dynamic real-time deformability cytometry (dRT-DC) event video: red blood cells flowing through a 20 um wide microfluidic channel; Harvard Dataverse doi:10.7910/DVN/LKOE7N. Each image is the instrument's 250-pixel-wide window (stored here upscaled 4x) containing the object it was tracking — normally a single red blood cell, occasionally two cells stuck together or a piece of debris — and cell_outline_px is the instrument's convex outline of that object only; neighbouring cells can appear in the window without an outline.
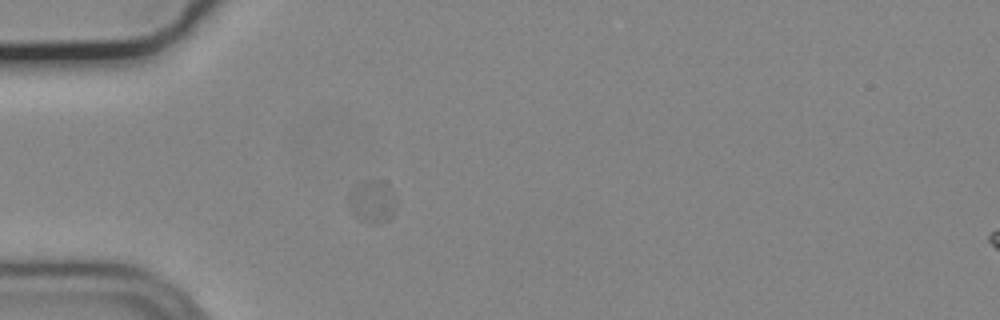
{"species": "common noctule bat (a hibernating species)", "species_latin": "Nyctalus noctula", "temperature_condition": "cold", "stored_images_in_passage": 24, "camera_frame_rate_fps": 3000, "um_per_image_px": 0.085, "animal": {"sex": "male", "body_mass_g": 19.2, "forearm_length_mm": 51.8}, "frame": {"image": 1, "passage_image": 1, "time_ms": 0.0, "image_size_px": [1000, 320], "cell_outline_px": [[396, 200], [392, 212], [384, 220], [360, 220], [348, 208], [348, 192], [356, 184], [372, 180], [388, 184]], "centroid_in_image_um": [31.56, 17.06], "position_along_channel_um": 53.4, "area_um2": 11.1}}
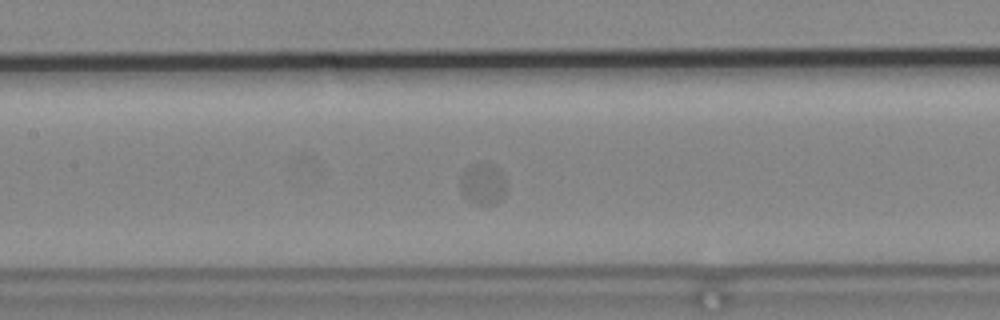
{"frame": {"image": 2, "passage_image": 11, "time_ms": 3.333, "image_size_px": [1000, 320], "cell_outline_px": [[504, 192], [496, 204], [472, 204], [464, 196], [460, 188], [460, 176], [464, 168], [468, 164], [492, 164], [504, 176]], "centroid_in_image_um": [40.97, 15.63], "position_along_channel_um": 166.4, "area_um2": 10.98}}
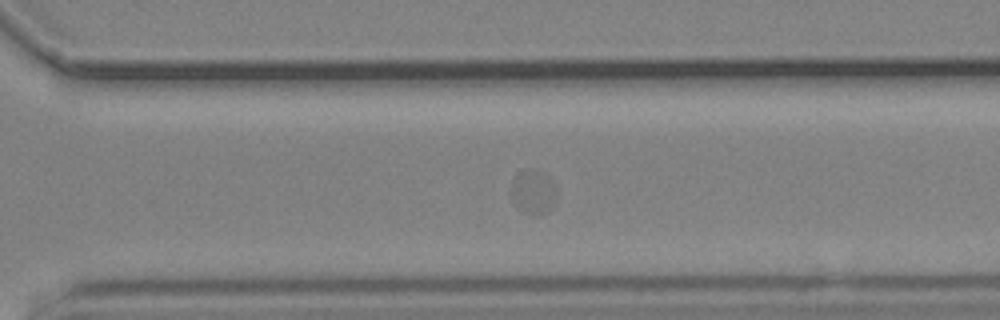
{"frame": {"image": 3, "passage_image": 24, "time_ms": 7.667, "image_size_px": [1000, 320], "cell_outline_px": [[556, 188], [552, 200], [540, 212], [532, 216], [524, 212], [516, 204], [512, 196], [516, 176], [528, 168], [544, 172], [556, 184]], "centroid_in_image_um": [45.32, 16.24], "position_along_channel_um": 325.3, "area_um2": 10.64}}